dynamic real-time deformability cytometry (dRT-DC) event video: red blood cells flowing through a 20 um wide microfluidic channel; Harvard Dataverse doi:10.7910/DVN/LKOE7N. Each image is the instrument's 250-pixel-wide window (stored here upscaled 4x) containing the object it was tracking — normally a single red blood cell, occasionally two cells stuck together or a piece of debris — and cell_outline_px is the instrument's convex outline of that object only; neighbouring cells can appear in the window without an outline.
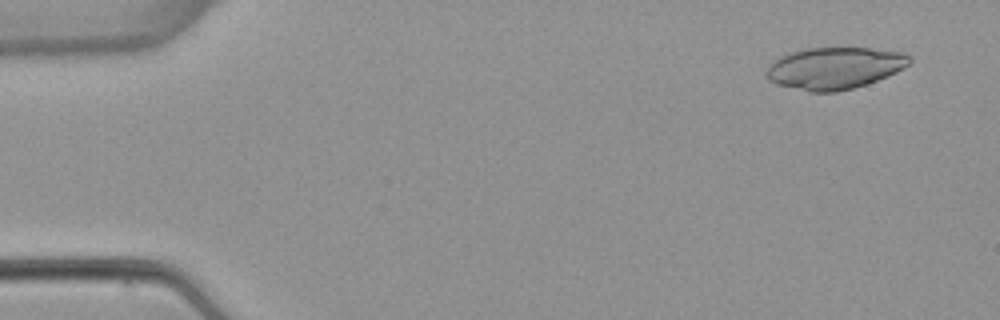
{"species": "common noctule bat (a hibernating species)", "species_latin": "Nyctalus noctula", "temperature_condition": "warm", "stored_images_in_passage": 3, "camera_frame_rate_fps": 3000, "um_per_image_px": 0.085, "animal": {"sex": "female", "body_mass_g": 22.7, "forearm_length_mm": 54.2}, "frame": {"image": 1, "passage_image": 1, "time_ms": 0.0, "image_size_px": [1000, 320], "cell_outline_px": [[912, 60], [904, 68], [896, 72], [876, 80], [852, 88], [836, 92], [808, 92], [776, 84], [768, 80], [764, 72], [768, 64], [772, 60], [780, 56], [804, 48], [868, 48], [900, 52], [912, 56]], "centroid_in_image_um": [70.87, 5.79], "position_along_channel_um": 14.1, "area_um2": 35.03}}